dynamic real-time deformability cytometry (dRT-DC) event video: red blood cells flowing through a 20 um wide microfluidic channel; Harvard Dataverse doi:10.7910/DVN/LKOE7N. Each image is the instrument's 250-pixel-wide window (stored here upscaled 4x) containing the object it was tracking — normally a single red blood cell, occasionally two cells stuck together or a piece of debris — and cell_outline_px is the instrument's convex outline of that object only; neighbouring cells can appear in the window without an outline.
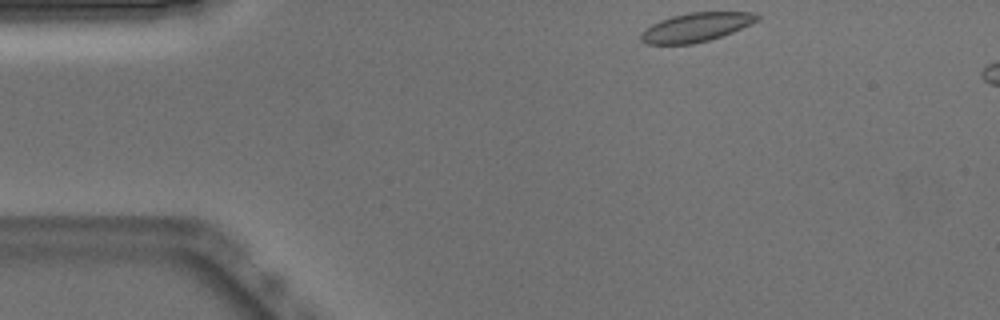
{"species": "Egyptian fruit bat (a non-hibernating species)", "species_latin": "Rousettus aegyptiacus", "temperature_condition": "warm", "stored_images_in_passage": 6, "camera_frame_rate_fps": 3000, "um_per_image_px": 0.085, "animal": {"sex": "male"}, "frame": {"image": 1, "passage_image": 1, "time_ms": 0.0, "image_size_px": [1000, 320], "cell_outline_px": [[760, 16], [756, 20], [732, 32], [708, 40], [692, 44], [648, 44], [640, 40], [640, 32], [652, 24], [660, 20], [672, 16], [688, 12], [756, 12]], "centroid_in_image_um": [59.11, 2.31], "position_along_channel_um": 25.9, "area_um2": 19.36}}